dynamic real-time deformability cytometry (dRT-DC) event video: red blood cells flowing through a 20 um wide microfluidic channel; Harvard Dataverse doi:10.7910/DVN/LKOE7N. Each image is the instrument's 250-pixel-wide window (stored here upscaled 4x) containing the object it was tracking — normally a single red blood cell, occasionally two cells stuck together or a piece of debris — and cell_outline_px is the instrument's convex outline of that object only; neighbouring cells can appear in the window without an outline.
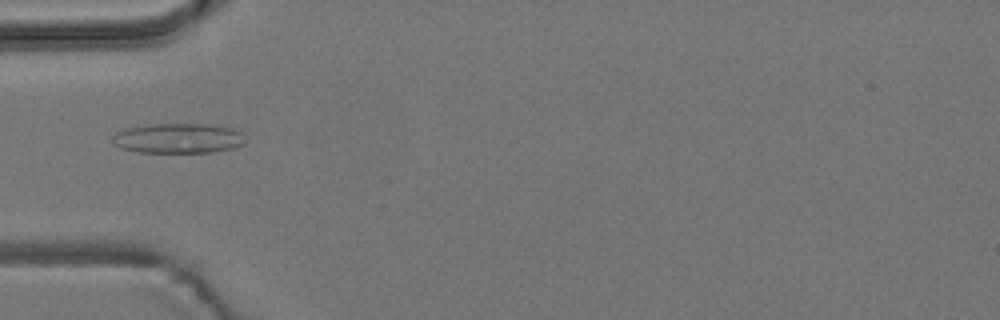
{"species": "common noctule bat (a hibernating species)", "species_latin": "Nyctalus noctula", "temperature_condition": "room temperature", "stored_images_in_passage": 8, "camera_frame_rate_fps": 3000, "um_per_image_px": 0.085, "animal": {"sex": "male", "body_mass_g": 19.2, "forearm_length_mm": 51.8}, "frame": {"image": 1, "passage_image": 5, "time_ms": 4.667, "image_size_px": [1000, 320], "cell_outline_px": [[244, 144], [232, 148], [212, 152], [136, 152], [120, 148], [112, 144], [112, 136], [116, 132], [128, 128], [148, 124], [208, 124], [232, 128], [240, 132]], "centroid_in_image_um": [15.08, 11.75], "position_along_channel_um": 69.9, "area_um2": 23.12}}
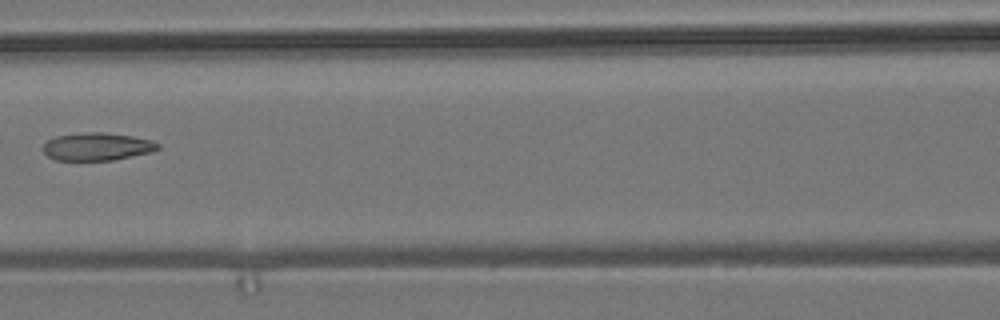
{"frame": {"image": 2, "passage_image": 7, "time_ms": 7.0, "image_size_px": [1000, 320], "cell_outline_px": [[160, 148], [152, 152], [112, 160], [56, 160], [48, 156], [44, 152], [44, 144], [48, 140], [56, 136], [88, 132], [104, 132], [132, 136], [152, 140], [160, 144]], "centroid_in_image_um": [8.29, 12.46], "position_along_channel_um": 158.3, "area_um2": 18.5}}
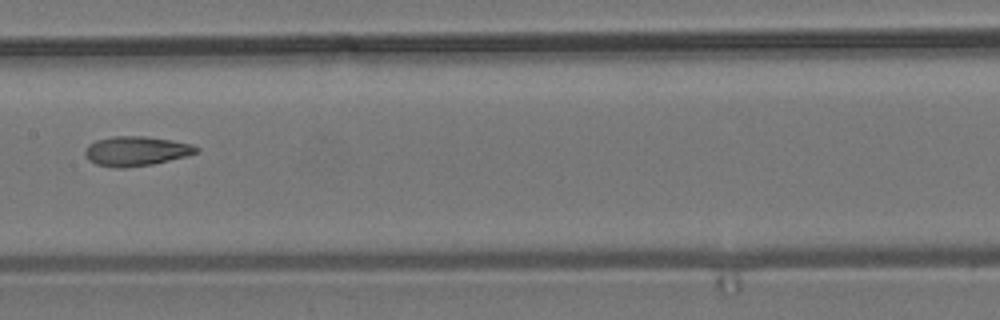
{"frame": {"image": 3, "passage_image": 8, "time_ms": 8.0, "image_size_px": [1000, 320], "cell_outline_px": [[200, 152], [152, 164], [124, 168], [112, 168], [96, 164], [88, 160], [84, 156], [84, 152], [88, 144], [96, 140], [112, 136], [144, 136], [172, 140], [192, 144], [200, 148]], "centroid_in_image_um": [11.54, 12.84], "position_along_channel_um": 195.9, "area_um2": 19.31}}